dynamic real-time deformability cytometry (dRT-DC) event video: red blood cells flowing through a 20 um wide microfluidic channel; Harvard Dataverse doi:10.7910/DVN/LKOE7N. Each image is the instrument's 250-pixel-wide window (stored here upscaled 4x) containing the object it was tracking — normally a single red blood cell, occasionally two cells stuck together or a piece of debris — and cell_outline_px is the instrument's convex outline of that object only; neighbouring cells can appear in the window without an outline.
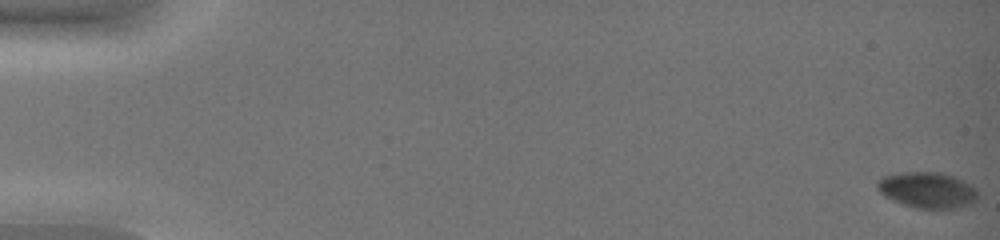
{"species": "common noctule bat (a hibernating species)", "species_latin": "Nyctalus noctula", "temperature_condition": "warm", "stored_images_in_passage": 50, "camera_frame_rate_fps": 3000, "um_per_image_px": 0.085, "animal": {"sex": "female", "body_mass_g": 19.0, "forearm_length_mm": 51.5}, "frame": {"image": 1, "passage_image": 1, "time_ms": 0.0, "image_size_px": [1000, 240], "cell_outline_px": [[976, 200], [972, 204], [952, 208], [916, 208], [892, 200], [884, 196], [876, 188], [876, 184], [884, 176], [904, 172], [940, 172], [956, 176], [972, 184], [976, 188]], "centroid_in_image_um": [78.85, 16.14], "position_along_channel_um": 6.2, "area_um2": 21.04}}
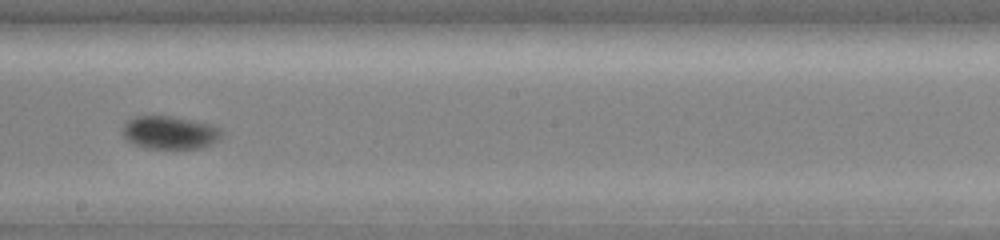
{"frame": {"image": 2, "passage_image": 31, "time_ms": 10.0, "image_size_px": [1000, 240], "cell_outline_px": [[224, 132], [212, 144], [200, 148], [144, 148], [132, 144], [120, 132], [124, 124], [128, 120], [136, 116], [172, 116], [212, 124], [220, 128]], "centroid_in_image_um": [14.41, 11.26], "position_along_channel_um": 233.8, "area_um2": 19.19}}
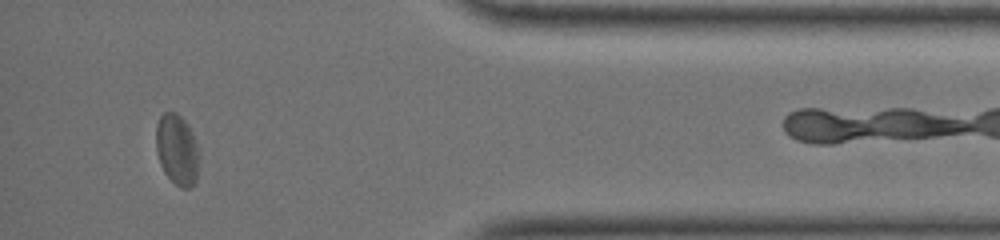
{"frame": {"image": 3, "passage_image": 46, "time_ms": 15.0, "image_size_px": [1000, 240], "cell_outline_px": [[196, 180], [188, 188], [180, 188], [164, 172], [160, 164], [156, 152], [156, 124], [160, 116], [164, 112], [176, 112], [188, 124], [192, 132], [196, 144]], "centroid_in_image_um": [14.99, 12.68], "position_along_channel_um": 420.2, "area_um2": 17.34}}